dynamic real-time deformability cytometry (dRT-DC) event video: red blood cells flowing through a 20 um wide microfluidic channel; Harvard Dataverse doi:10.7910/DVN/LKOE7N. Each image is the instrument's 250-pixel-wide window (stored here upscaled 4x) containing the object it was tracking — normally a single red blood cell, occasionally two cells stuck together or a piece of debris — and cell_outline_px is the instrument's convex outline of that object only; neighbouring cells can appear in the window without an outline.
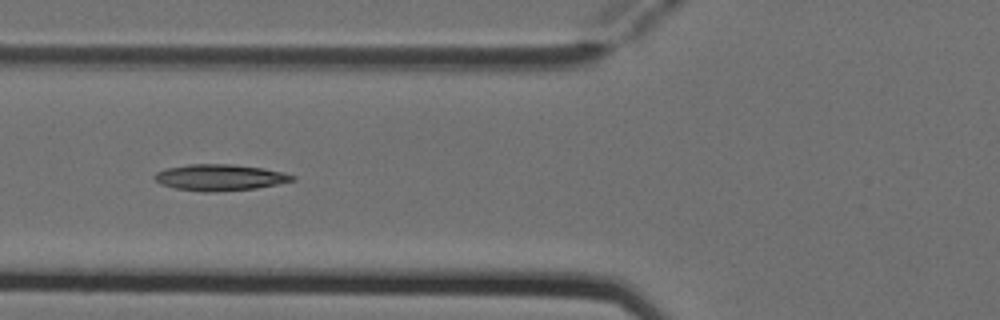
{"species": "Egyptian fruit bat (a non-hibernating species)", "species_latin": "Rousettus aegyptiacus", "temperature_condition": "cold", "stored_images_in_passage": 4, "camera_frame_rate_fps": 3000, "um_per_image_px": 0.085, "animal": {"sex": "female"}, "frame": {"image": 1, "passage_image": 4, "time_ms": 1.0, "image_size_px": [1000, 320], "cell_outline_px": [[296, 180], [256, 188], [208, 192], [204, 192], [176, 188], [160, 184], [152, 176], [156, 172], [164, 168], [188, 164], [232, 164], [264, 168], [296, 176]], "centroid_in_image_um": [18.64, 15.07], "position_along_channel_um": 107.2, "area_um2": 21.04}}